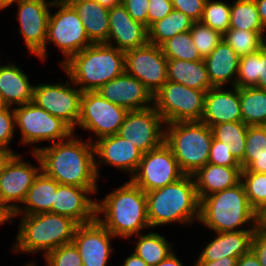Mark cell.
Wrapping results in <instances>:
<instances>
[{"instance_id": "cell-1", "label": "cell", "mask_w": 266, "mask_h": 266, "mask_svg": "<svg viewBox=\"0 0 266 266\" xmlns=\"http://www.w3.org/2000/svg\"><path fill=\"white\" fill-rule=\"evenodd\" d=\"M41 161V170L59 184L78 187H97L95 151L91 141L69 138L46 147H33Z\"/></svg>"}, {"instance_id": "cell-2", "label": "cell", "mask_w": 266, "mask_h": 266, "mask_svg": "<svg viewBox=\"0 0 266 266\" xmlns=\"http://www.w3.org/2000/svg\"><path fill=\"white\" fill-rule=\"evenodd\" d=\"M96 213V219L115 237L128 239L151 228L146 193L130 180L97 200Z\"/></svg>"}, {"instance_id": "cell-3", "label": "cell", "mask_w": 266, "mask_h": 266, "mask_svg": "<svg viewBox=\"0 0 266 266\" xmlns=\"http://www.w3.org/2000/svg\"><path fill=\"white\" fill-rule=\"evenodd\" d=\"M145 193L151 228L171 223L193 225L200 219L201 201L193 175H184L174 183Z\"/></svg>"}, {"instance_id": "cell-4", "label": "cell", "mask_w": 266, "mask_h": 266, "mask_svg": "<svg viewBox=\"0 0 266 266\" xmlns=\"http://www.w3.org/2000/svg\"><path fill=\"white\" fill-rule=\"evenodd\" d=\"M61 69L83 92L97 91L125 72V52L106 43L92 44L73 55Z\"/></svg>"}, {"instance_id": "cell-5", "label": "cell", "mask_w": 266, "mask_h": 266, "mask_svg": "<svg viewBox=\"0 0 266 266\" xmlns=\"http://www.w3.org/2000/svg\"><path fill=\"white\" fill-rule=\"evenodd\" d=\"M199 222L215 233L255 230L258 226V214L251 207L240 181L233 187L204 197L200 203ZM244 225L250 227L244 229Z\"/></svg>"}, {"instance_id": "cell-6", "label": "cell", "mask_w": 266, "mask_h": 266, "mask_svg": "<svg viewBox=\"0 0 266 266\" xmlns=\"http://www.w3.org/2000/svg\"><path fill=\"white\" fill-rule=\"evenodd\" d=\"M16 241L12 246L15 253H44L64 244L71 243L78 224L69 217L46 212L34 215H20Z\"/></svg>"}, {"instance_id": "cell-7", "label": "cell", "mask_w": 266, "mask_h": 266, "mask_svg": "<svg viewBox=\"0 0 266 266\" xmlns=\"http://www.w3.org/2000/svg\"><path fill=\"white\" fill-rule=\"evenodd\" d=\"M164 142L185 175H193L208 163L213 140L211 128L201 121L165 124Z\"/></svg>"}, {"instance_id": "cell-8", "label": "cell", "mask_w": 266, "mask_h": 266, "mask_svg": "<svg viewBox=\"0 0 266 266\" xmlns=\"http://www.w3.org/2000/svg\"><path fill=\"white\" fill-rule=\"evenodd\" d=\"M58 8L50 13L45 48L37 55L42 61L47 58V43L56 45L63 53L64 59L59 62L60 67L73 55L93 43L85 31L83 22L74 7L68 1H53L51 8Z\"/></svg>"}, {"instance_id": "cell-9", "label": "cell", "mask_w": 266, "mask_h": 266, "mask_svg": "<svg viewBox=\"0 0 266 266\" xmlns=\"http://www.w3.org/2000/svg\"><path fill=\"white\" fill-rule=\"evenodd\" d=\"M206 91L167 81L153 96V106L165 124L201 121Z\"/></svg>"}, {"instance_id": "cell-10", "label": "cell", "mask_w": 266, "mask_h": 266, "mask_svg": "<svg viewBox=\"0 0 266 266\" xmlns=\"http://www.w3.org/2000/svg\"><path fill=\"white\" fill-rule=\"evenodd\" d=\"M15 126L21 133L20 143L35 144L43 141L55 143L69 138L73 129L62 119L49 114L35 103L28 102L13 108Z\"/></svg>"}, {"instance_id": "cell-11", "label": "cell", "mask_w": 266, "mask_h": 266, "mask_svg": "<svg viewBox=\"0 0 266 266\" xmlns=\"http://www.w3.org/2000/svg\"><path fill=\"white\" fill-rule=\"evenodd\" d=\"M128 110L104 99L96 91L83 92L77 127L93 132L97 138L117 134Z\"/></svg>"}, {"instance_id": "cell-12", "label": "cell", "mask_w": 266, "mask_h": 266, "mask_svg": "<svg viewBox=\"0 0 266 266\" xmlns=\"http://www.w3.org/2000/svg\"><path fill=\"white\" fill-rule=\"evenodd\" d=\"M184 175L172 150L163 142L143 154L137 170L130 176V181L144 192H150L174 183Z\"/></svg>"}, {"instance_id": "cell-13", "label": "cell", "mask_w": 266, "mask_h": 266, "mask_svg": "<svg viewBox=\"0 0 266 266\" xmlns=\"http://www.w3.org/2000/svg\"><path fill=\"white\" fill-rule=\"evenodd\" d=\"M83 91L70 79L64 83L34 85L33 100L49 114L62 119L75 132L80 116Z\"/></svg>"}, {"instance_id": "cell-14", "label": "cell", "mask_w": 266, "mask_h": 266, "mask_svg": "<svg viewBox=\"0 0 266 266\" xmlns=\"http://www.w3.org/2000/svg\"><path fill=\"white\" fill-rule=\"evenodd\" d=\"M164 126L162 116L152 106L128 111L117 134L145 154L164 142Z\"/></svg>"}, {"instance_id": "cell-15", "label": "cell", "mask_w": 266, "mask_h": 266, "mask_svg": "<svg viewBox=\"0 0 266 266\" xmlns=\"http://www.w3.org/2000/svg\"><path fill=\"white\" fill-rule=\"evenodd\" d=\"M125 72L138 79L154 96L168 81L167 58L160 46L147 43L125 52Z\"/></svg>"}, {"instance_id": "cell-16", "label": "cell", "mask_w": 266, "mask_h": 266, "mask_svg": "<svg viewBox=\"0 0 266 266\" xmlns=\"http://www.w3.org/2000/svg\"><path fill=\"white\" fill-rule=\"evenodd\" d=\"M54 0H18L16 3L19 34L22 35L25 45L33 55H38L46 45L50 7Z\"/></svg>"}, {"instance_id": "cell-17", "label": "cell", "mask_w": 266, "mask_h": 266, "mask_svg": "<svg viewBox=\"0 0 266 266\" xmlns=\"http://www.w3.org/2000/svg\"><path fill=\"white\" fill-rule=\"evenodd\" d=\"M38 166L24 161L21 154H15L0 174V200L14 211L23 203L34 179L41 171V161L36 152H31Z\"/></svg>"}, {"instance_id": "cell-18", "label": "cell", "mask_w": 266, "mask_h": 266, "mask_svg": "<svg viewBox=\"0 0 266 266\" xmlns=\"http://www.w3.org/2000/svg\"><path fill=\"white\" fill-rule=\"evenodd\" d=\"M112 235L97 219L78 225L72 242L81 255L83 266H106L113 253Z\"/></svg>"}, {"instance_id": "cell-19", "label": "cell", "mask_w": 266, "mask_h": 266, "mask_svg": "<svg viewBox=\"0 0 266 266\" xmlns=\"http://www.w3.org/2000/svg\"><path fill=\"white\" fill-rule=\"evenodd\" d=\"M97 189L59 184L52 203V213L69 217L78 225L95 221L97 199L87 196L96 194Z\"/></svg>"}, {"instance_id": "cell-20", "label": "cell", "mask_w": 266, "mask_h": 266, "mask_svg": "<svg viewBox=\"0 0 266 266\" xmlns=\"http://www.w3.org/2000/svg\"><path fill=\"white\" fill-rule=\"evenodd\" d=\"M93 145L95 151V168L98 177H100L98 165L102 164L113 166L132 176L137 170L143 156V153L139 149L118 134L96 139Z\"/></svg>"}, {"instance_id": "cell-21", "label": "cell", "mask_w": 266, "mask_h": 266, "mask_svg": "<svg viewBox=\"0 0 266 266\" xmlns=\"http://www.w3.org/2000/svg\"><path fill=\"white\" fill-rule=\"evenodd\" d=\"M96 92L104 99L128 111L153 106L151 92L138 79L126 72L105 83Z\"/></svg>"}, {"instance_id": "cell-22", "label": "cell", "mask_w": 266, "mask_h": 266, "mask_svg": "<svg viewBox=\"0 0 266 266\" xmlns=\"http://www.w3.org/2000/svg\"><path fill=\"white\" fill-rule=\"evenodd\" d=\"M109 25L106 44L120 51L126 52L148 43L147 27L135 21L122 3L109 9Z\"/></svg>"}, {"instance_id": "cell-23", "label": "cell", "mask_w": 266, "mask_h": 266, "mask_svg": "<svg viewBox=\"0 0 266 266\" xmlns=\"http://www.w3.org/2000/svg\"><path fill=\"white\" fill-rule=\"evenodd\" d=\"M212 87L205 94L201 122L210 128L219 123L242 122L239 88Z\"/></svg>"}, {"instance_id": "cell-24", "label": "cell", "mask_w": 266, "mask_h": 266, "mask_svg": "<svg viewBox=\"0 0 266 266\" xmlns=\"http://www.w3.org/2000/svg\"><path fill=\"white\" fill-rule=\"evenodd\" d=\"M255 230L216 232L195 261H216L224 257L240 258L251 250Z\"/></svg>"}, {"instance_id": "cell-25", "label": "cell", "mask_w": 266, "mask_h": 266, "mask_svg": "<svg viewBox=\"0 0 266 266\" xmlns=\"http://www.w3.org/2000/svg\"><path fill=\"white\" fill-rule=\"evenodd\" d=\"M203 60L213 87H225L230 83L231 87H236L240 57L223 39Z\"/></svg>"}, {"instance_id": "cell-26", "label": "cell", "mask_w": 266, "mask_h": 266, "mask_svg": "<svg viewBox=\"0 0 266 266\" xmlns=\"http://www.w3.org/2000/svg\"><path fill=\"white\" fill-rule=\"evenodd\" d=\"M0 62V94L5 106L14 107L33 100L34 85L29 76L17 64Z\"/></svg>"}, {"instance_id": "cell-27", "label": "cell", "mask_w": 266, "mask_h": 266, "mask_svg": "<svg viewBox=\"0 0 266 266\" xmlns=\"http://www.w3.org/2000/svg\"><path fill=\"white\" fill-rule=\"evenodd\" d=\"M242 167L207 163L193 174L200 201L215 192L235 186L241 181Z\"/></svg>"}, {"instance_id": "cell-28", "label": "cell", "mask_w": 266, "mask_h": 266, "mask_svg": "<svg viewBox=\"0 0 266 266\" xmlns=\"http://www.w3.org/2000/svg\"><path fill=\"white\" fill-rule=\"evenodd\" d=\"M83 22L93 44L107 43L110 25L109 9L94 0H67Z\"/></svg>"}, {"instance_id": "cell-29", "label": "cell", "mask_w": 266, "mask_h": 266, "mask_svg": "<svg viewBox=\"0 0 266 266\" xmlns=\"http://www.w3.org/2000/svg\"><path fill=\"white\" fill-rule=\"evenodd\" d=\"M58 185L59 183L56 180L47 176L41 170L28 190L22 203L23 206H19L16 209L15 216L52 213V203L54 202Z\"/></svg>"}, {"instance_id": "cell-30", "label": "cell", "mask_w": 266, "mask_h": 266, "mask_svg": "<svg viewBox=\"0 0 266 266\" xmlns=\"http://www.w3.org/2000/svg\"><path fill=\"white\" fill-rule=\"evenodd\" d=\"M168 81L182 84L186 87L208 91L211 85L204 60L186 61L167 59Z\"/></svg>"}, {"instance_id": "cell-31", "label": "cell", "mask_w": 266, "mask_h": 266, "mask_svg": "<svg viewBox=\"0 0 266 266\" xmlns=\"http://www.w3.org/2000/svg\"><path fill=\"white\" fill-rule=\"evenodd\" d=\"M241 172L266 173V127L248 126Z\"/></svg>"}, {"instance_id": "cell-32", "label": "cell", "mask_w": 266, "mask_h": 266, "mask_svg": "<svg viewBox=\"0 0 266 266\" xmlns=\"http://www.w3.org/2000/svg\"><path fill=\"white\" fill-rule=\"evenodd\" d=\"M194 22L189 16L173 9L170 14L148 28V43L161 46L176 34L190 31Z\"/></svg>"}, {"instance_id": "cell-33", "label": "cell", "mask_w": 266, "mask_h": 266, "mask_svg": "<svg viewBox=\"0 0 266 266\" xmlns=\"http://www.w3.org/2000/svg\"><path fill=\"white\" fill-rule=\"evenodd\" d=\"M242 122L248 126L266 124V90L256 87L239 88Z\"/></svg>"}, {"instance_id": "cell-34", "label": "cell", "mask_w": 266, "mask_h": 266, "mask_svg": "<svg viewBox=\"0 0 266 266\" xmlns=\"http://www.w3.org/2000/svg\"><path fill=\"white\" fill-rule=\"evenodd\" d=\"M137 236L134 253L143 259L149 266H156L174 251L173 243L158 233H140Z\"/></svg>"}, {"instance_id": "cell-35", "label": "cell", "mask_w": 266, "mask_h": 266, "mask_svg": "<svg viewBox=\"0 0 266 266\" xmlns=\"http://www.w3.org/2000/svg\"><path fill=\"white\" fill-rule=\"evenodd\" d=\"M213 138L223 142L235 159L244 160L248 125L243 122L219 123L211 127Z\"/></svg>"}, {"instance_id": "cell-36", "label": "cell", "mask_w": 266, "mask_h": 266, "mask_svg": "<svg viewBox=\"0 0 266 266\" xmlns=\"http://www.w3.org/2000/svg\"><path fill=\"white\" fill-rule=\"evenodd\" d=\"M230 28L265 32L254 0H235L231 4Z\"/></svg>"}, {"instance_id": "cell-37", "label": "cell", "mask_w": 266, "mask_h": 266, "mask_svg": "<svg viewBox=\"0 0 266 266\" xmlns=\"http://www.w3.org/2000/svg\"><path fill=\"white\" fill-rule=\"evenodd\" d=\"M264 32H255L229 28L223 34V40L239 57L257 52L266 45Z\"/></svg>"}, {"instance_id": "cell-38", "label": "cell", "mask_w": 266, "mask_h": 266, "mask_svg": "<svg viewBox=\"0 0 266 266\" xmlns=\"http://www.w3.org/2000/svg\"><path fill=\"white\" fill-rule=\"evenodd\" d=\"M160 47L167 59H180L186 61L203 60L197 47L192 41L190 31L176 34L165 41Z\"/></svg>"}, {"instance_id": "cell-39", "label": "cell", "mask_w": 266, "mask_h": 266, "mask_svg": "<svg viewBox=\"0 0 266 266\" xmlns=\"http://www.w3.org/2000/svg\"><path fill=\"white\" fill-rule=\"evenodd\" d=\"M230 11L231 4L206 0L200 22L223 35L230 28Z\"/></svg>"}, {"instance_id": "cell-40", "label": "cell", "mask_w": 266, "mask_h": 266, "mask_svg": "<svg viewBox=\"0 0 266 266\" xmlns=\"http://www.w3.org/2000/svg\"><path fill=\"white\" fill-rule=\"evenodd\" d=\"M241 182L251 207L259 214L266 206V173L241 172Z\"/></svg>"}, {"instance_id": "cell-41", "label": "cell", "mask_w": 266, "mask_h": 266, "mask_svg": "<svg viewBox=\"0 0 266 266\" xmlns=\"http://www.w3.org/2000/svg\"><path fill=\"white\" fill-rule=\"evenodd\" d=\"M190 34L193 43L203 59L206 58L223 39V35L220 32L213 30L200 21L194 22L190 29Z\"/></svg>"}, {"instance_id": "cell-42", "label": "cell", "mask_w": 266, "mask_h": 266, "mask_svg": "<svg viewBox=\"0 0 266 266\" xmlns=\"http://www.w3.org/2000/svg\"><path fill=\"white\" fill-rule=\"evenodd\" d=\"M259 81V50L240 57L236 87H256Z\"/></svg>"}, {"instance_id": "cell-43", "label": "cell", "mask_w": 266, "mask_h": 266, "mask_svg": "<svg viewBox=\"0 0 266 266\" xmlns=\"http://www.w3.org/2000/svg\"><path fill=\"white\" fill-rule=\"evenodd\" d=\"M44 259L46 266H83L81 255L73 242L51 250Z\"/></svg>"}, {"instance_id": "cell-44", "label": "cell", "mask_w": 266, "mask_h": 266, "mask_svg": "<svg viewBox=\"0 0 266 266\" xmlns=\"http://www.w3.org/2000/svg\"><path fill=\"white\" fill-rule=\"evenodd\" d=\"M15 114L13 107L0 109V148L10 149V143L15 137Z\"/></svg>"}, {"instance_id": "cell-45", "label": "cell", "mask_w": 266, "mask_h": 266, "mask_svg": "<svg viewBox=\"0 0 266 266\" xmlns=\"http://www.w3.org/2000/svg\"><path fill=\"white\" fill-rule=\"evenodd\" d=\"M208 163L227 167H241V164L235 159L231 152L225 147L223 142L213 138Z\"/></svg>"}, {"instance_id": "cell-46", "label": "cell", "mask_w": 266, "mask_h": 266, "mask_svg": "<svg viewBox=\"0 0 266 266\" xmlns=\"http://www.w3.org/2000/svg\"><path fill=\"white\" fill-rule=\"evenodd\" d=\"M173 8L192 18L195 22L200 21L206 0H171Z\"/></svg>"}, {"instance_id": "cell-47", "label": "cell", "mask_w": 266, "mask_h": 266, "mask_svg": "<svg viewBox=\"0 0 266 266\" xmlns=\"http://www.w3.org/2000/svg\"><path fill=\"white\" fill-rule=\"evenodd\" d=\"M171 0H149L148 2V28L155 22L163 19L173 10Z\"/></svg>"}, {"instance_id": "cell-48", "label": "cell", "mask_w": 266, "mask_h": 266, "mask_svg": "<svg viewBox=\"0 0 266 266\" xmlns=\"http://www.w3.org/2000/svg\"><path fill=\"white\" fill-rule=\"evenodd\" d=\"M148 2L149 0H122V4L131 17L142 23L148 29Z\"/></svg>"}, {"instance_id": "cell-49", "label": "cell", "mask_w": 266, "mask_h": 266, "mask_svg": "<svg viewBox=\"0 0 266 266\" xmlns=\"http://www.w3.org/2000/svg\"><path fill=\"white\" fill-rule=\"evenodd\" d=\"M251 251L262 266H266V229L257 226L251 243Z\"/></svg>"}, {"instance_id": "cell-50", "label": "cell", "mask_w": 266, "mask_h": 266, "mask_svg": "<svg viewBox=\"0 0 266 266\" xmlns=\"http://www.w3.org/2000/svg\"><path fill=\"white\" fill-rule=\"evenodd\" d=\"M256 88L266 90V45L259 50V81Z\"/></svg>"}, {"instance_id": "cell-51", "label": "cell", "mask_w": 266, "mask_h": 266, "mask_svg": "<svg viewBox=\"0 0 266 266\" xmlns=\"http://www.w3.org/2000/svg\"><path fill=\"white\" fill-rule=\"evenodd\" d=\"M238 258L224 257L216 261H196L193 266H237Z\"/></svg>"}, {"instance_id": "cell-52", "label": "cell", "mask_w": 266, "mask_h": 266, "mask_svg": "<svg viewBox=\"0 0 266 266\" xmlns=\"http://www.w3.org/2000/svg\"><path fill=\"white\" fill-rule=\"evenodd\" d=\"M15 211L5 202L0 200V226L6 222L13 223Z\"/></svg>"}, {"instance_id": "cell-53", "label": "cell", "mask_w": 266, "mask_h": 266, "mask_svg": "<svg viewBox=\"0 0 266 266\" xmlns=\"http://www.w3.org/2000/svg\"><path fill=\"white\" fill-rule=\"evenodd\" d=\"M237 266H262L256 255L250 250L238 258Z\"/></svg>"}, {"instance_id": "cell-54", "label": "cell", "mask_w": 266, "mask_h": 266, "mask_svg": "<svg viewBox=\"0 0 266 266\" xmlns=\"http://www.w3.org/2000/svg\"><path fill=\"white\" fill-rule=\"evenodd\" d=\"M15 154L13 150L0 148V174L4 171L5 166Z\"/></svg>"}, {"instance_id": "cell-55", "label": "cell", "mask_w": 266, "mask_h": 266, "mask_svg": "<svg viewBox=\"0 0 266 266\" xmlns=\"http://www.w3.org/2000/svg\"><path fill=\"white\" fill-rule=\"evenodd\" d=\"M121 266H149L143 259H141L136 253H132L124 260Z\"/></svg>"}, {"instance_id": "cell-56", "label": "cell", "mask_w": 266, "mask_h": 266, "mask_svg": "<svg viewBox=\"0 0 266 266\" xmlns=\"http://www.w3.org/2000/svg\"><path fill=\"white\" fill-rule=\"evenodd\" d=\"M156 266H184L181 260L173 252L167 258L159 262Z\"/></svg>"}, {"instance_id": "cell-57", "label": "cell", "mask_w": 266, "mask_h": 266, "mask_svg": "<svg viewBox=\"0 0 266 266\" xmlns=\"http://www.w3.org/2000/svg\"><path fill=\"white\" fill-rule=\"evenodd\" d=\"M257 6V10L263 23V26L266 28V0H254Z\"/></svg>"}, {"instance_id": "cell-58", "label": "cell", "mask_w": 266, "mask_h": 266, "mask_svg": "<svg viewBox=\"0 0 266 266\" xmlns=\"http://www.w3.org/2000/svg\"><path fill=\"white\" fill-rule=\"evenodd\" d=\"M94 1L98 2L100 5L108 8V9L122 3V0H94Z\"/></svg>"}, {"instance_id": "cell-59", "label": "cell", "mask_w": 266, "mask_h": 266, "mask_svg": "<svg viewBox=\"0 0 266 266\" xmlns=\"http://www.w3.org/2000/svg\"><path fill=\"white\" fill-rule=\"evenodd\" d=\"M258 226L266 229V206L258 214Z\"/></svg>"}, {"instance_id": "cell-60", "label": "cell", "mask_w": 266, "mask_h": 266, "mask_svg": "<svg viewBox=\"0 0 266 266\" xmlns=\"http://www.w3.org/2000/svg\"><path fill=\"white\" fill-rule=\"evenodd\" d=\"M18 0H0V10L3 11L6 9V7L13 3V2H16Z\"/></svg>"}, {"instance_id": "cell-61", "label": "cell", "mask_w": 266, "mask_h": 266, "mask_svg": "<svg viewBox=\"0 0 266 266\" xmlns=\"http://www.w3.org/2000/svg\"><path fill=\"white\" fill-rule=\"evenodd\" d=\"M3 107H6L3 100H2V97H1V94H0V109H2Z\"/></svg>"}, {"instance_id": "cell-62", "label": "cell", "mask_w": 266, "mask_h": 266, "mask_svg": "<svg viewBox=\"0 0 266 266\" xmlns=\"http://www.w3.org/2000/svg\"><path fill=\"white\" fill-rule=\"evenodd\" d=\"M23 266H37V265H35V263L31 261V263H26V264L23 265Z\"/></svg>"}]
</instances>
